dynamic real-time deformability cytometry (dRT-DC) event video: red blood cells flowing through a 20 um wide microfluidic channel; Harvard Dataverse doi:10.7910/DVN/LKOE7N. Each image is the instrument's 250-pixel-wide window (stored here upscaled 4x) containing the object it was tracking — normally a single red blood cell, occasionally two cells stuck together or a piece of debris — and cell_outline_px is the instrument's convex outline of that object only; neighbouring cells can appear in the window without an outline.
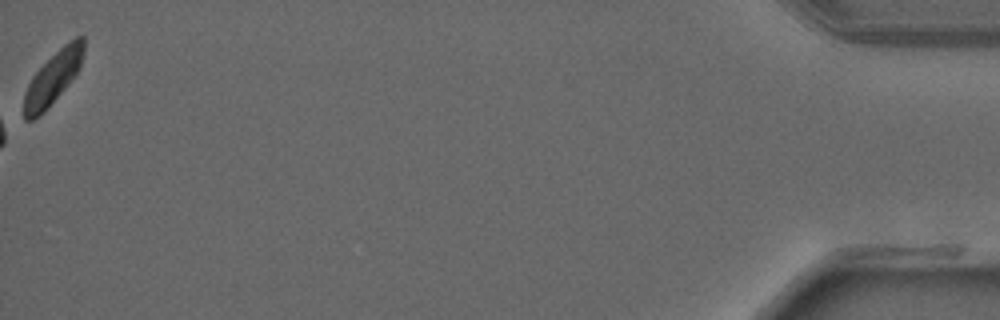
{"species": "common noctule bat (a hibernating species)", "species_latin": "Nyctalus noctula", "temperature_condition": "warm", "stored_images_in_passage": 42, "camera_frame_rate_fps": 3000, "um_per_image_px": 0.085, "animal": {"sex": "male", "forearm_length_mm": 52.5}, "frame": {"image": 1, "passage_image": 42, "time_ms": 13.667, "image_size_px": [1000, 320], "cell_outline_px": [[84, 52], [80, 68], [72, 80], [44, 112], [32, 120], [24, 120], [24, 92], [32, 76], [64, 44], [76, 36], [84, 36]], "centroid_in_image_um": [4.51, 6.62], "position_along_channel_um": 430.7, "area_um2": 18.15}}